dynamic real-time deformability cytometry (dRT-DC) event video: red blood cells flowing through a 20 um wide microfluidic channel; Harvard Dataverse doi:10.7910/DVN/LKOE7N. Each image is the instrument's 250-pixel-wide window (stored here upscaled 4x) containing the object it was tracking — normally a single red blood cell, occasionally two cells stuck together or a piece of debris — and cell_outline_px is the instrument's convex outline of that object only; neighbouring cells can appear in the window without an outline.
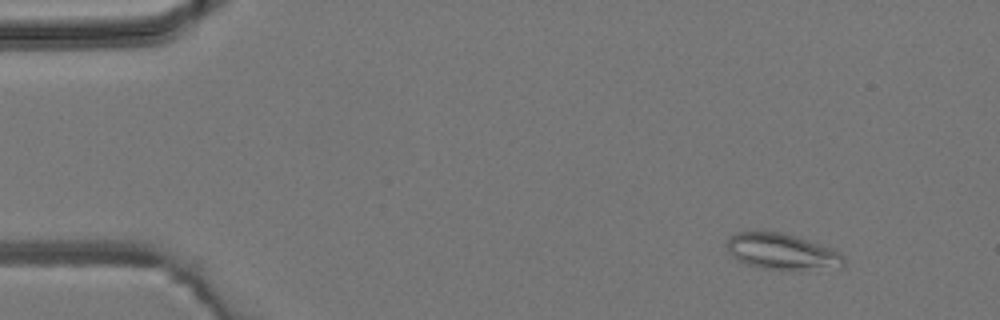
{"species": "common noctule bat (a hibernating species)", "species_latin": "Nyctalus noctula", "temperature_condition": "room temperature", "stored_images_in_passage": 6, "camera_frame_rate_fps": 3000, "um_per_image_px": 0.085, "animal": {"sex": "male", "body_mass_g": 19.2, "forearm_length_mm": 51.8}, "frame": {"image": 1, "passage_image": 2, "time_ms": 1.0, "image_size_px": [1000, 320], "cell_outline_px": [[844, 268], [800, 272], [792, 272], [760, 268], [748, 264], [732, 256], [728, 252], [728, 236], [736, 232], [756, 228], [780, 232], [796, 236], [832, 248], [840, 252], [844, 256]], "centroid_in_image_um": [66.51, 21.4], "position_along_channel_um": 18.5, "area_um2": 26.01}}
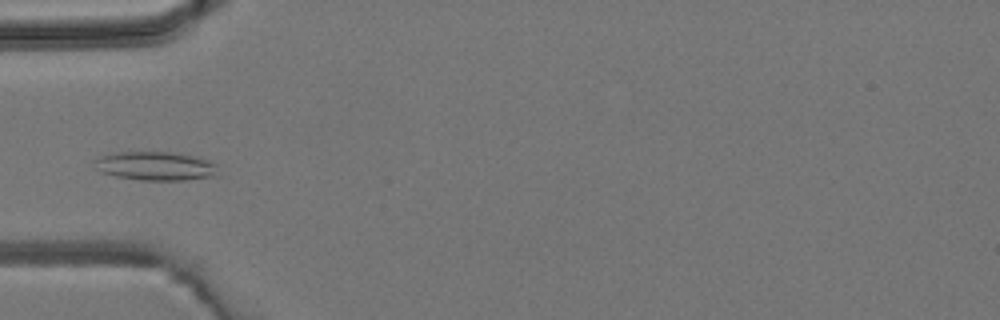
{"frame": {"image": 2, "passage_image": 5, "time_ms": 4.667, "image_size_px": [1000, 320], "cell_outline_px": [[224, 176], [184, 180], [140, 180], [116, 176], [100, 172], [96, 168], [92, 160], [100, 156], [116, 152], [172, 152], [196, 156], [208, 160], [216, 164]], "centroid_in_image_um": [13.3, 14.12], "position_along_channel_um": 71.7, "area_um2": 21.27}}